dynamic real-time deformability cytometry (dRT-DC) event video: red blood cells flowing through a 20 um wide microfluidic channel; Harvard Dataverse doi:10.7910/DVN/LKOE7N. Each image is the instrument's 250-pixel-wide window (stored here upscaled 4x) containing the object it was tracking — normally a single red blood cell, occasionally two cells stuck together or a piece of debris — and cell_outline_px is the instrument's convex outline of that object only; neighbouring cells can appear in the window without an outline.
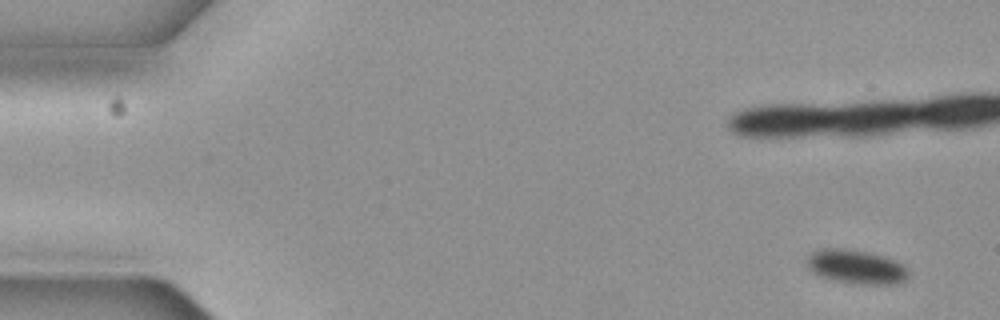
{"species": "common noctule bat (a hibernating species)", "species_latin": "Nyctalus noctula", "temperature_condition": "cold", "stored_images_in_passage": 7, "camera_frame_rate_fps": 3000, "um_per_image_px": 0.085, "animal": {"sex": "female", "body_mass_g": 19.3, "forearm_length_mm": 54.1}, "frame": {"image": 1, "passage_image": 1, "time_ms": 0.0, "image_size_px": [1000, 320], "cell_outline_px": [[908, 276], [904, 280], [896, 284], [852, 284], [820, 276], [812, 272], [808, 268], [804, 260], [812, 252], [820, 248], [844, 248], [868, 252], [884, 256], [900, 264], [908, 272]], "centroid_in_image_um": [72.7, 22.67], "position_along_channel_um": 12.3, "area_um2": 20.11}}
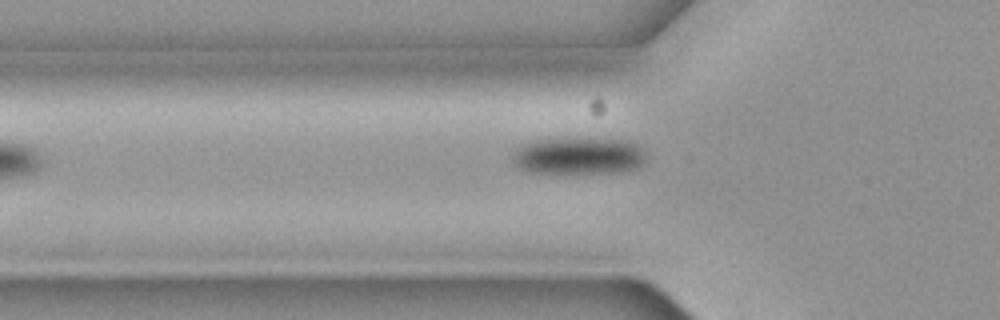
{"frame": {"image": 2, "passage_image": 7, "time_ms": 2.0, "image_size_px": [1000, 320], "cell_outline_px": [[648, 156], [636, 168], [620, 172], [528, 172], [520, 168], [512, 160], [512, 156], [516, 148], [520, 144], [532, 140], [572, 136], [580, 136], [628, 140], [644, 148], [648, 152]], "centroid_in_image_um": [49.2, 13.18], "position_along_channel_um": 76.6, "area_um2": 29.82}}